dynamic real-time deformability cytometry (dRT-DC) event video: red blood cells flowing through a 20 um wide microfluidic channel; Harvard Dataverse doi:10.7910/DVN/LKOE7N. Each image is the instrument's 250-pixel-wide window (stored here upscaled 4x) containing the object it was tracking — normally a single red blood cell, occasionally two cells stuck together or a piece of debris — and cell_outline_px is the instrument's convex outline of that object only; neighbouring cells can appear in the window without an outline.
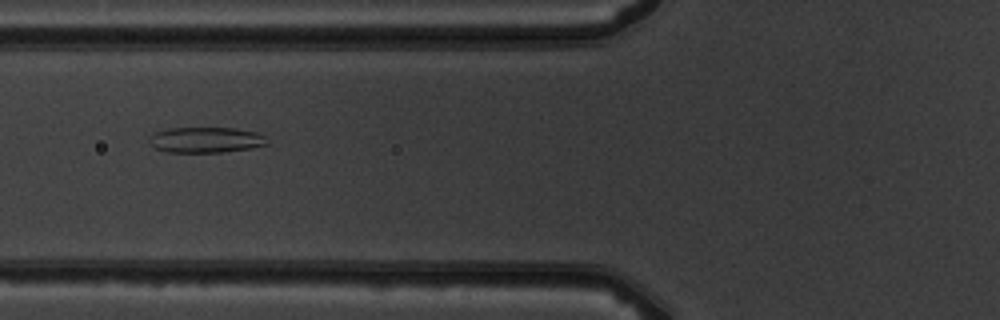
{"species": "common noctule bat (a hibernating species)", "species_latin": "Nyctalus noctula", "temperature_condition": "warm", "stored_images_in_passage": 6, "camera_frame_rate_fps": 3000, "um_per_image_px": 0.085, "animal": {"sex": "male", "body_mass_g": 19.5, "forearm_length_mm": 54.6}, "frame": {"image": 1, "passage_image": 6, "time_ms": 6.667, "image_size_px": [1000, 320], "cell_outline_px": [[268, 144], [252, 148], [220, 152], [168, 152], [156, 148], [148, 140], [148, 136], [156, 132], [168, 128], [236, 128], [256, 132], [264, 136]], "centroid_in_image_um": [17.49, 11.88], "position_along_channel_um": 108.3, "area_um2": 17.51}}